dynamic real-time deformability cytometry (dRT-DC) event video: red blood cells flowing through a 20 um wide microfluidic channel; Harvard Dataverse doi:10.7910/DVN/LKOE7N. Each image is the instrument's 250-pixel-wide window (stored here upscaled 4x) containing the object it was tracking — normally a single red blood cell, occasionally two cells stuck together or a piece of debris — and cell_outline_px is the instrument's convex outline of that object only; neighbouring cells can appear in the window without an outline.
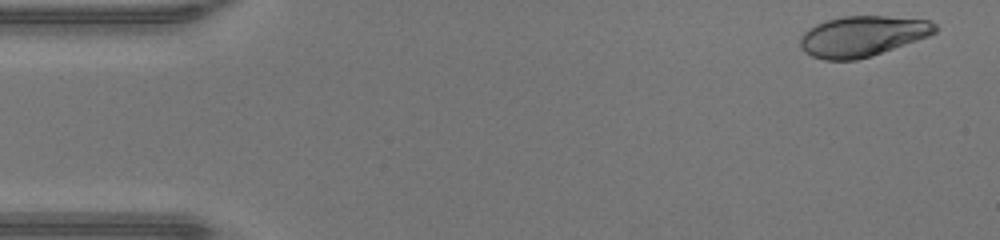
{"species": "human", "species_latin": "Homo sapiens", "temperature_condition": "warm", "stored_images_in_passage": 47, "camera_frame_rate_fps": 3000, "um_per_image_px": 0.085, "donor": {"sex": "male"}, "frame": {"image": 1, "passage_image": 2, "time_ms": 0.333, "image_size_px": [1000, 240], "cell_outline_px": [[936, 32], [928, 36], [872, 56], [856, 60], [824, 60], [812, 56], [804, 52], [800, 48], [800, 36], [808, 28], [816, 24], [828, 20], [844, 16], [888, 16], [928, 20], [936, 24]], "centroid_in_image_um": [73.27, 3.08], "position_along_channel_um": 11.7, "area_um2": 31.85}}
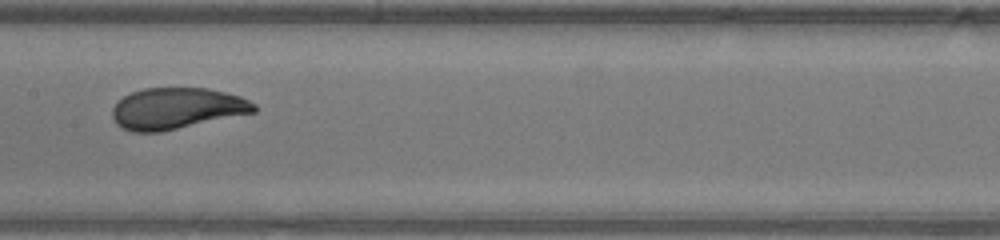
{"frame": {"image": 2, "passage_image": 23, "time_ms": 7.333, "image_size_px": [1000, 240], "cell_outline_px": [[256, 112], [160, 132], [132, 132], [116, 124], [112, 116], [112, 108], [124, 96], [132, 92], [144, 88], [208, 88], [240, 96], [256, 104]], "centroid_in_image_um": [15.02, 9.22], "position_along_channel_um": 192.4, "area_um2": 33.99}}
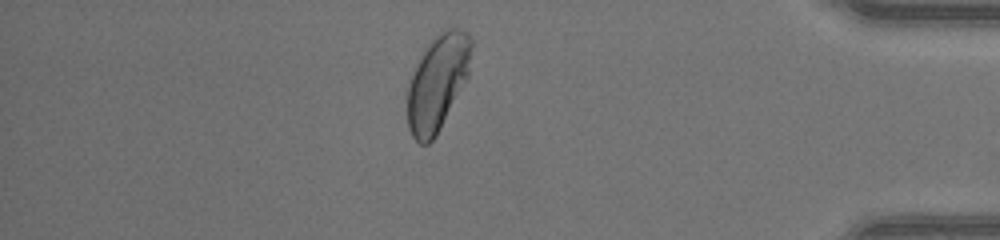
{"frame": {"image": 3, "passage_image": 40, "time_ms": 13.0, "image_size_px": [1000, 240], "cell_outline_px": [[472, 44], [468, 76], [436, 136], [428, 144], [420, 144], [412, 136], [408, 128], [408, 80], [424, 48], [444, 28], [460, 28], [468, 32], [472, 40]], "centroid_in_image_um": [37.19, 6.99], "position_along_channel_um": 398.0, "area_um2": 35.66}, "authors_computed_cell_mechanics": {"area_um2": 34.2754, "velocity_mm_per_s": 4.3603, "shape_relaxation_time_tau1_ms": 3.527, "shape_relaxation_time_tau2_ms": null, "deformation_change_tau1": 0.1738, "deformation_change_tau2": null}}